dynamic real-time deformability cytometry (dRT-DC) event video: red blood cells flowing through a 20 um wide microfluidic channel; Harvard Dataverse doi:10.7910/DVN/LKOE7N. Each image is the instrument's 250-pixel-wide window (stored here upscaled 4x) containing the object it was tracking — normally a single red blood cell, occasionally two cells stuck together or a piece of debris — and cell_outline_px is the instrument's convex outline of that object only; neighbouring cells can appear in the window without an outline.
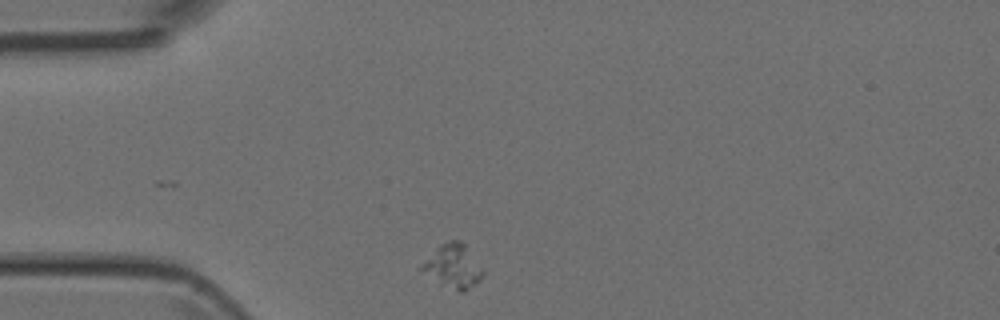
{"species": "Egyptian fruit bat (a non-hibernating species)", "species_latin": "Rousettus aegyptiacus", "temperature_condition": "room temperature", "stored_images_in_passage": 7, "camera_frame_rate_fps": 3000, "um_per_image_px": 0.085, "animal": {"sex": "female"}, "frame": {"image": 1, "passage_image": 1, "time_ms": 0.0, "image_size_px": [1000, 320], "cell_outline_px": [[484, 276], [480, 280], [464, 292], [460, 292], [420, 272], [416, 268], [440, 244], [452, 240], [460, 240], [464, 244], [484, 272]], "centroid_in_image_um": [38.47, 22.62], "position_along_channel_um": 46.5, "area_um2": 15.32}}
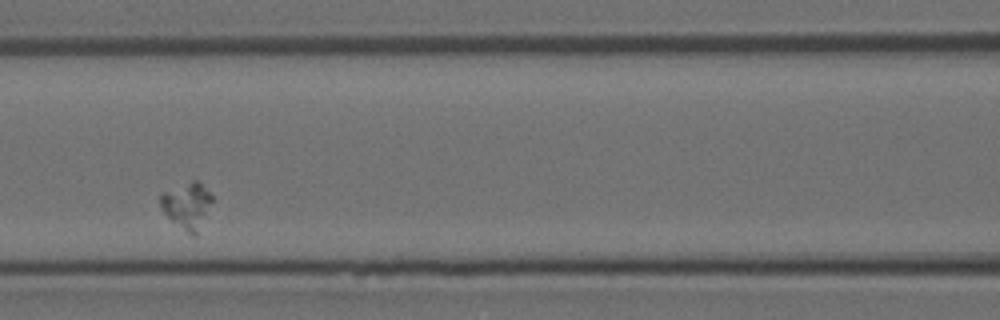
{"frame": {"image": 2, "passage_image": 4, "time_ms": 3.333, "image_size_px": [1000, 320], "cell_outline_px": [[212, 200], [196, 236], [192, 236], [172, 220], [160, 208], [160, 192], [192, 180], [196, 180], [212, 196]], "centroid_in_image_um": [15.85, 17.45], "position_along_channel_um": 150.7, "area_um2": 13.58}}
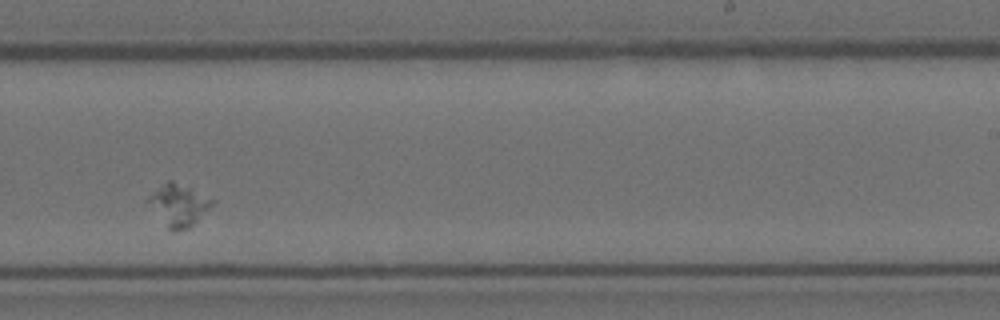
{"frame": {"image": 3, "passage_image": 7, "time_ms": 6.667, "image_size_px": [1000, 320], "cell_outline_px": [[216, 200], [188, 228], [180, 232], [172, 232], [168, 228], [148, 200], [148, 196], [168, 180], [172, 180]], "centroid_in_image_um": [15.2, 17.43], "position_along_channel_um": 273.8, "area_um2": 14.8}}